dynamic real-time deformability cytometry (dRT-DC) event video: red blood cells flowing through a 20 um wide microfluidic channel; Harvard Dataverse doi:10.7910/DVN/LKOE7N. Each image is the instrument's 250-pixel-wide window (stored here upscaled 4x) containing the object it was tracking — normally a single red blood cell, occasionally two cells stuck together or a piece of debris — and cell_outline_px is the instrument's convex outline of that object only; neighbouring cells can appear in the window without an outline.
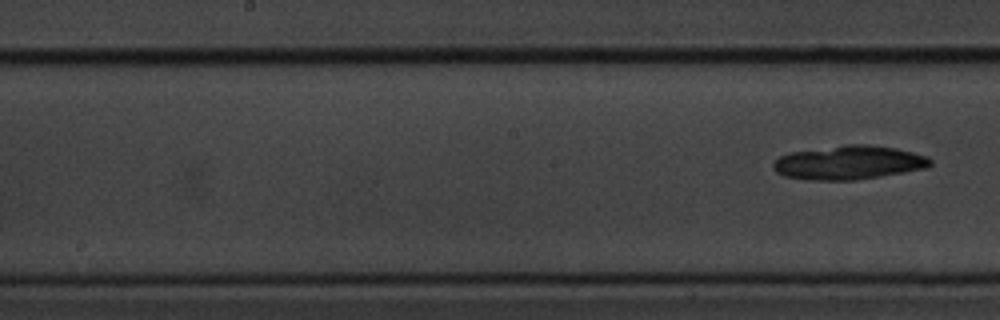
{"species": "common noctule bat (a hibernating species)", "species_latin": "Nyctalus noctula", "temperature_condition": "cold", "stored_images_in_passage": 9, "segment_of_instrument_passage": [2, 2], "camera_frame_rate_fps": 3000, "um_per_image_px": 0.085, "animal": {"sex": "male", "body_mass_g": 20.1, "forearm_length_mm": 53.5}, "frame": {"image": 1, "passage_image": 9, "time_ms": 2.667, "image_size_px": [1000, 320], "cell_outline_px": [[932, 164], [928, 168], [856, 180], [808, 180], [784, 176], [776, 172], [772, 168], [772, 164], [780, 156], [792, 152], [848, 144], [868, 144], [896, 148], [912, 152], [924, 156], [932, 160]], "centroid_in_image_um": [72.14, 13.82], "position_along_channel_um": 176.1, "area_um2": 30.92}}